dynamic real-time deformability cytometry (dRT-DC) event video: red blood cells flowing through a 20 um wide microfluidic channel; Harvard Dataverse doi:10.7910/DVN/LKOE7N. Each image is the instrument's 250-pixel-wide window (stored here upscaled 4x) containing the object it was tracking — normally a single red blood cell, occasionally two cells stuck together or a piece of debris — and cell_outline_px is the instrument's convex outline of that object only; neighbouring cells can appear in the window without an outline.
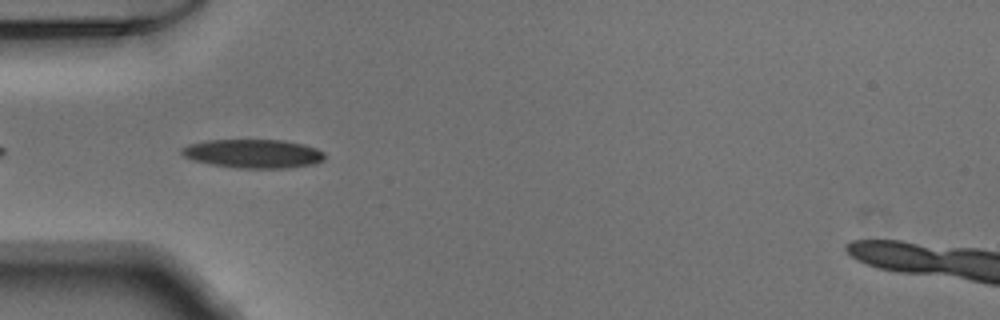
{"species": "Egyptian fruit bat (a non-hibernating species)", "species_latin": "Rousettus aegyptiacus", "temperature_condition": "warm", "stored_images_in_passage": 6, "camera_frame_rate_fps": 3000, "um_per_image_px": 0.085, "animal": {"sex": "male"}, "frame": {"image": 1, "passage_image": 2, "time_ms": 0.333, "image_size_px": [1000, 320], "cell_outline_px": [[324, 160], [316, 164], [288, 168], [236, 168], [212, 164], [192, 160], [184, 156], [180, 152], [180, 148], [188, 144], [208, 140], [284, 140], [304, 144], [316, 148], [324, 152]], "centroid_in_image_um": [21.53, 13.06], "position_along_channel_um": 63.5, "area_um2": 24.16}}